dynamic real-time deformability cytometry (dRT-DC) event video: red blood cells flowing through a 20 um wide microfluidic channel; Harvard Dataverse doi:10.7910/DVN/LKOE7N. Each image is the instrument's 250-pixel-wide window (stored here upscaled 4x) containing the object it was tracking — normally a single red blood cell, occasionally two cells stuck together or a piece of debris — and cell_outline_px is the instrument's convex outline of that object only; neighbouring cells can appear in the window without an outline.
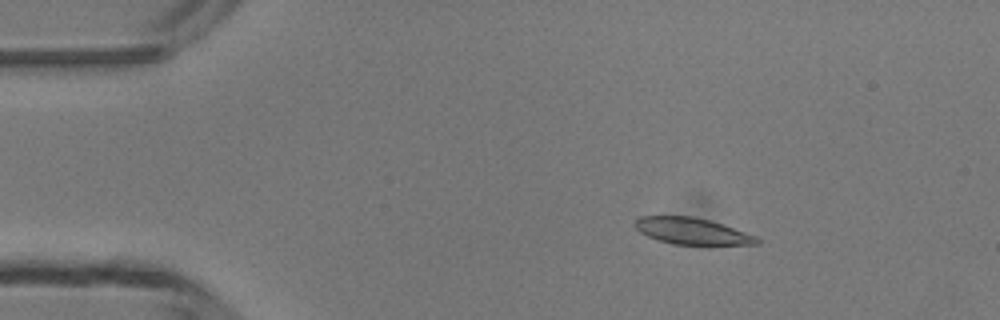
{"species": "common noctule bat (a hibernating species)", "species_latin": "Nyctalus noctula", "temperature_condition": "room temperature", "stored_images_in_passage": 6, "camera_frame_rate_fps": 3000, "um_per_image_px": 0.085, "animal": {"sex": "male", "body_mass_g": 13.3}, "frame": {"image": 1, "passage_image": 3, "time_ms": 2.333, "image_size_px": [1000, 320], "cell_outline_px": [[760, 244], [672, 244], [648, 236], [640, 232], [632, 224], [640, 216], [692, 216], [708, 220], [756, 236], [760, 240]], "centroid_in_image_um": [58.77, 19.64], "position_along_channel_um": 26.2, "area_um2": 18.44}}
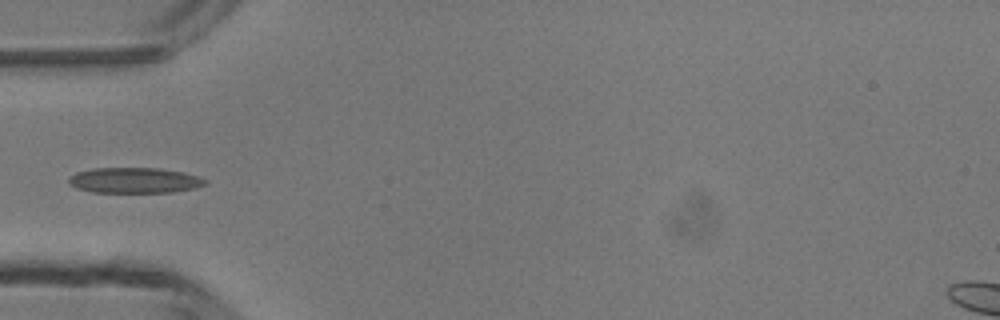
{"frame": {"image": 2, "passage_image": 5, "time_ms": 5.0, "image_size_px": [1000, 320], "cell_outline_px": [[208, 184], [196, 188], [172, 192], [92, 192], [76, 188], [68, 184], [68, 176], [76, 172], [92, 168], [160, 168], [184, 172], [208, 180]], "centroid_in_image_um": [11.42, 15.32], "position_along_channel_um": 73.6, "area_um2": 20.52}}